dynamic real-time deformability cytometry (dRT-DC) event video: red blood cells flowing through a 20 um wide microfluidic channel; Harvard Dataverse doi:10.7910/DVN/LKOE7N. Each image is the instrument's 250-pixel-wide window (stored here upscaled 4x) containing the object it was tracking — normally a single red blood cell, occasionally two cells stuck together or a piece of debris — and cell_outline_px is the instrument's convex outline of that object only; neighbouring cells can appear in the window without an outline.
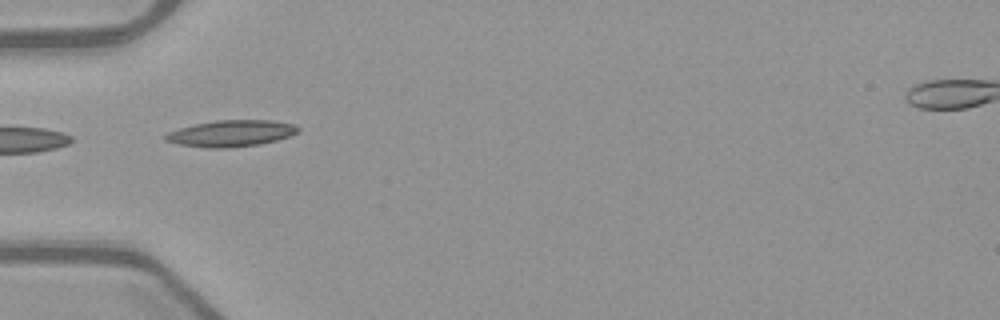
{"species": "common noctule bat (a hibernating species)", "species_latin": "Nyctalus noctula", "temperature_condition": "warm", "stored_images_in_passage": 36, "camera_frame_rate_fps": 3000, "um_per_image_px": 0.085, "animal": {"sex": "female", "body_mass_g": 21.9}, "frame": {"image": 1, "passage_image": 1, "time_ms": 0.0, "image_size_px": [1000, 320], "cell_outline_px": [[300, 132], [292, 136], [260, 144], [228, 148], [204, 148], [180, 144], [164, 140], [164, 136], [168, 132], [180, 128], [196, 124], [216, 120], [272, 120], [296, 124], [300, 128]], "centroid_in_image_um": [19.71, 11.34], "position_along_channel_um": 65.3, "area_um2": 20.58}}
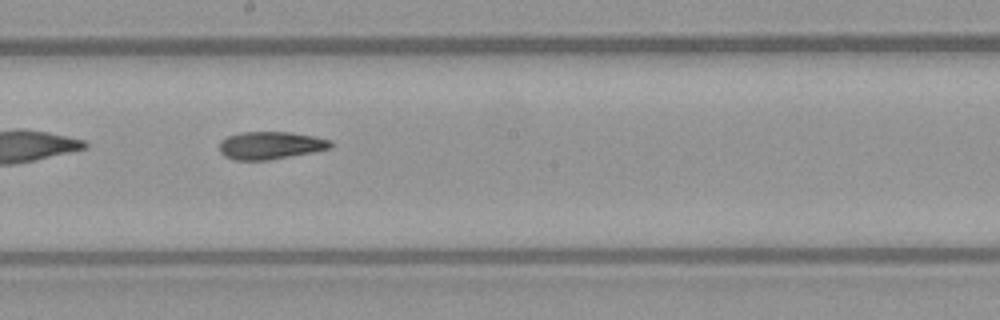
{"frame": {"image": 2, "passage_image": 13, "time_ms": 4.0, "image_size_px": [1000, 320], "cell_outline_px": [[332, 148], [312, 152], [268, 160], [232, 160], [224, 156], [220, 152], [220, 140], [228, 136], [244, 132], [288, 132], [312, 136], [332, 140]], "centroid_in_image_um": [22.97, 12.36], "position_along_channel_um": 225.2, "area_um2": 17.86}}
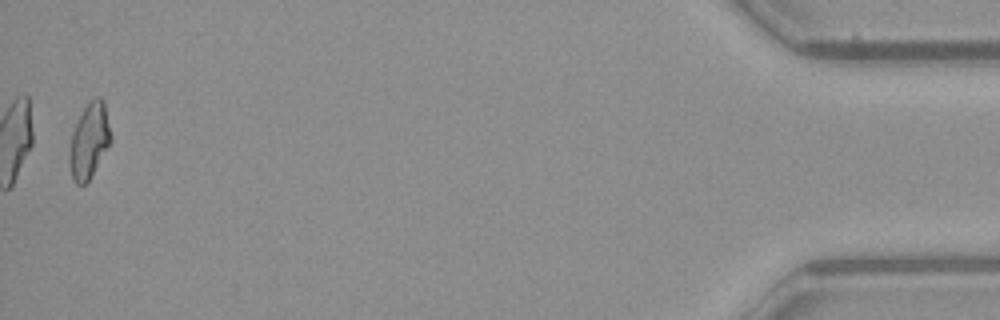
{"frame": {"image": 3, "passage_image": 35, "time_ms": 11.333, "image_size_px": [1000, 320], "cell_outline_px": [[112, 140], [88, 184], [76, 184], [72, 180], [68, 164], [68, 152], [72, 132], [84, 108], [96, 96], [100, 96], [104, 100], [112, 136]], "centroid_in_image_um": [7.58, 12.02], "position_along_channel_um": 427.6, "area_um2": 18.5}, "authors_computed_cell_mechanics": {"area_um2": 18.0047, "velocity_mm_per_s": 4.0004, "shape_relaxation_time_tau1_ms": 7.6933, "shape_relaxation_time_tau2_ms": 7.7776, "deformation_change_tau1": 0.2132, "deformation_change_tau2": 0.1629}}